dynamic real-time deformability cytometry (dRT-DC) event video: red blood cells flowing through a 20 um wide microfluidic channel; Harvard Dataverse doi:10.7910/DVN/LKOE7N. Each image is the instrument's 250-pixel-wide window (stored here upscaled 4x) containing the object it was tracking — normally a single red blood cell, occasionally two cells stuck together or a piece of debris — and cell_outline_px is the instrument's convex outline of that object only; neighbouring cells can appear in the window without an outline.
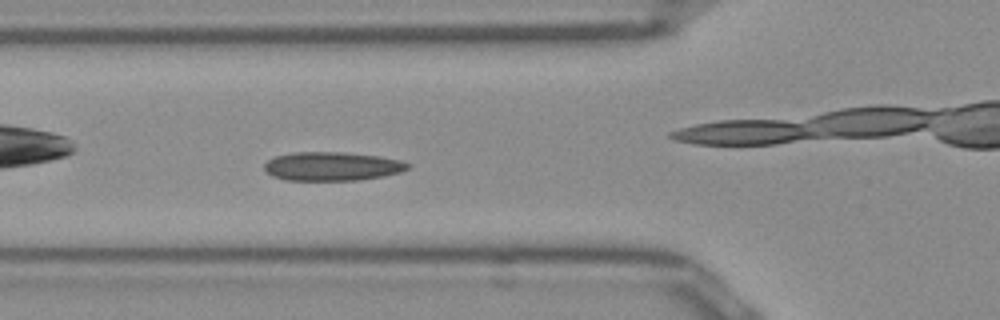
{"species": "Egyptian fruit bat (a non-hibernating species)", "species_latin": "Rousettus aegyptiacus", "temperature_condition": "room temperature", "stored_images_in_passage": 36, "camera_frame_rate_fps": 3000, "um_per_image_px": 0.085, "frame": {"image": 1, "passage_image": 11, "time_ms": 3.333, "image_size_px": [1000, 320], "cell_outline_px": [[412, 164], [408, 168], [400, 172], [384, 176], [360, 180], [284, 180], [272, 176], [264, 168], [264, 164], [268, 160], [276, 156], [296, 152], [344, 152], [380, 156], [400, 160]], "centroid_in_image_um": [28.25, 14.14], "position_along_channel_um": 97.6, "area_um2": 24.1}, "authors_computed_cell_mechanics": {"area_um2": 23.2067, "velocity_mm_per_s": 3.9262, "shape_relaxation_time_tau1_ms": null, "shape_relaxation_time_tau2_ms": 8.0728, "deformation_change_tau1": null, "deformation_change_tau2": 0.1325}}